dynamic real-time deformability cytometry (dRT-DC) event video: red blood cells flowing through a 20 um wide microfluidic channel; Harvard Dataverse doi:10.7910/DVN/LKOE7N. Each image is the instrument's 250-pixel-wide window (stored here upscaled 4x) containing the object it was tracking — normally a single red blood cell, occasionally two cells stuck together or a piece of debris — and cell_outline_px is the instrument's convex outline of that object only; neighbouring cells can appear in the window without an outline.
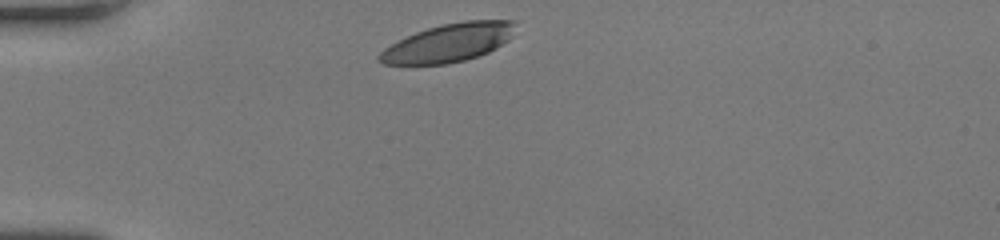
{"species": "human", "species_latin": "Homo sapiens", "temperature_condition": "room temperature", "stored_images_in_passage": 28, "camera_frame_rate_fps": 3000, "um_per_image_px": 0.085, "donor": {"sex": "female"}, "frame": {"image": 1, "passage_image": 1, "time_ms": 0.0, "image_size_px": [1000, 240], "cell_outline_px": [[512, 24], [508, 40], [496, 48], [488, 52], [464, 60], [448, 64], [384, 64], [376, 60], [376, 56], [384, 48], [416, 32], [428, 28], [444, 24], [464, 20], [512, 20]], "centroid_in_image_um": [38.06, 3.65], "position_along_channel_um": 46.9, "area_um2": 29.71}}
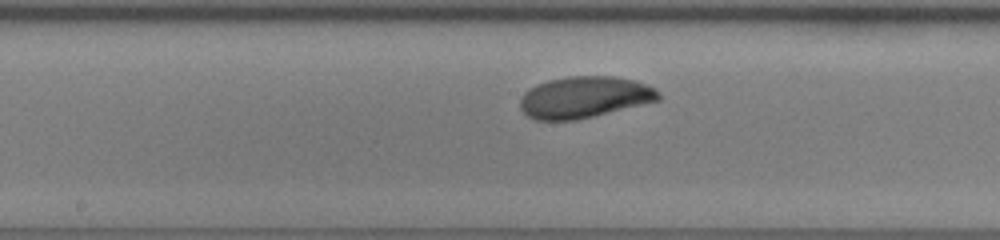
{"frame": {"image": 2, "passage_image": 14, "time_ms": 4.333, "image_size_px": [1000, 240], "cell_outline_px": [[660, 100], [576, 120], [536, 120], [528, 116], [520, 108], [520, 100], [524, 92], [528, 88], [536, 84], [548, 80], [568, 76], [612, 76], [636, 80], [656, 88], [660, 92]], "centroid_in_image_um": [49.67, 8.25], "position_along_channel_um": 198.5, "area_um2": 33.58}}
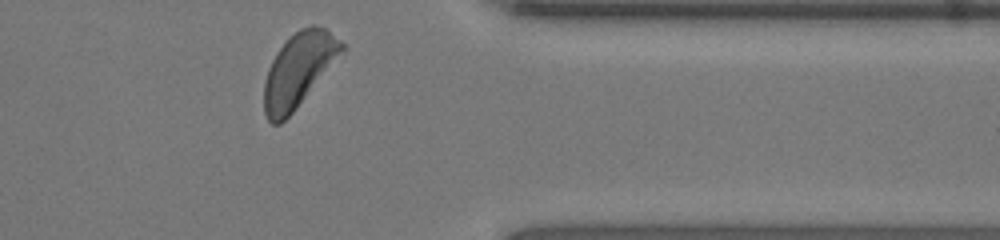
{"frame": {"image": 3, "passage_image": 28, "time_ms": 9.0, "image_size_px": [1000, 240], "cell_outline_px": [[348, 48], [292, 112], [280, 124], [272, 124], [268, 120], [264, 112], [264, 80], [268, 68], [276, 52], [288, 36], [300, 28], [312, 24], [316, 24], [328, 28]], "centroid_in_image_um": [25.4, 5.88], "position_along_channel_um": 386.0, "area_um2": 33.76}, "authors_computed_cell_mechanics": {"area_um2": 33.0616, "velocity_mm_per_s": 4.199, "shape_relaxation_time_tau1_ms": 2.4254, "shape_relaxation_time_tau2_ms": null, "deformation_change_tau1": 0.1175, "deformation_change_tau2": null}}